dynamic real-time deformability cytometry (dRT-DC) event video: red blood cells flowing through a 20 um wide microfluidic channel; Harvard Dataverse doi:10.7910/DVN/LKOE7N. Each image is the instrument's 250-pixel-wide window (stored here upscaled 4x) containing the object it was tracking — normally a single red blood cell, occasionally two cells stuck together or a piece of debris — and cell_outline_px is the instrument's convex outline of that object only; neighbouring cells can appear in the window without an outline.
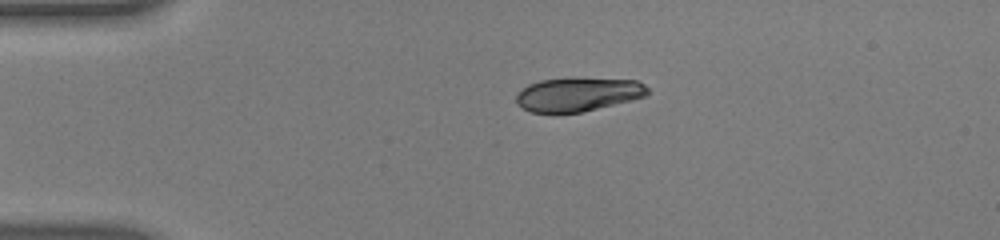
{"species": "human", "species_latin": "Homo sapiens", "temperature_condition": "warm", "stored_images_in_passage": 43, "camera_frame_rate_fps": 3000, "um_per_image_px": 0.085, "donor": {"sex": "male"}, "frame": {"image": 1, "passage_image": 1, "time_ms": 0.0, "image_size_px": [1000, 240], "cell_outline_px": [[648, 96], [632, 100], [580, 112], [532, 112], [516, 104], [516, 92], [528, 84], [540, 80], [568, 76], [576, 76], [636, 80], [644, 84], [648, 88]], "centroid_in_image_um": [49.13, 7.97], "position_along_channel_um": 35.9, "area_um2": 26.53}}
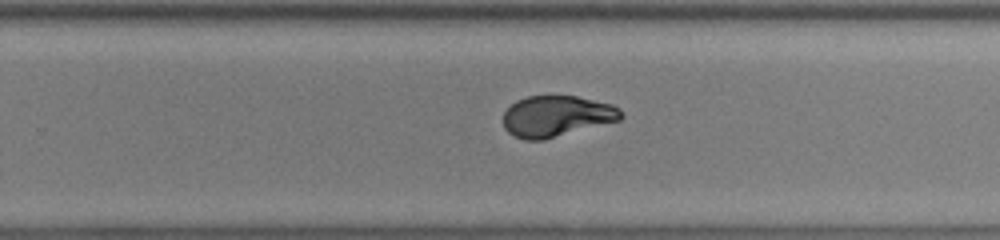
{"frame": {"image": 2, "passage_image": 24, "time_ms": 7.667, "image_size_px": [1000, 240], "cell_outline_px": [[624, 116], [620, 120], [544, 140], [524, 140], [512, 136], [504, 128], [504, 112], [516, 100], [528, 96], [576, 96], [612, 104], [620, 108]], "centroid_in_image_um": [47.31, 9.88], "position_along_channel_um": 282.5, "area_um2": 28.26}}
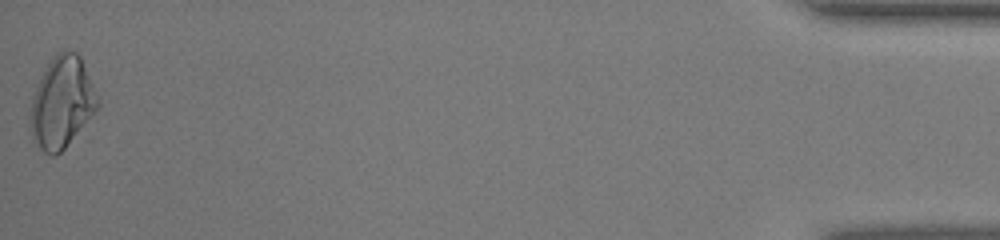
{"frame": {"image": 3, "passage_image": 43, "time_ms": 14.0, "image_size_px": [1000, 240], "cell_outline_px": [[100, 104], [80, 136], [56, 156], [52, 156], [44, 152], [40, 148], [28, 128], [28, 120], [32, 96], [52, 56], [56, 52], [64, 48], [76, 52], [80, 56], [92, 84]], "centroid_in_image_um": [5.26, 8.76], "position_along_channel_um": 429.9, "area_um2": 36.41}, "authors_computed_cell_mechanics": {"area_um2": 28.9, "velocity_mm_per_s": 3.8326, "shape_relaxation_time_tau1_ms": 4.5442, "shape_relaxation_time_tau2_ms": null, "deformation_change_tau1": 0.2106, "deformation_change_tau2": null}}